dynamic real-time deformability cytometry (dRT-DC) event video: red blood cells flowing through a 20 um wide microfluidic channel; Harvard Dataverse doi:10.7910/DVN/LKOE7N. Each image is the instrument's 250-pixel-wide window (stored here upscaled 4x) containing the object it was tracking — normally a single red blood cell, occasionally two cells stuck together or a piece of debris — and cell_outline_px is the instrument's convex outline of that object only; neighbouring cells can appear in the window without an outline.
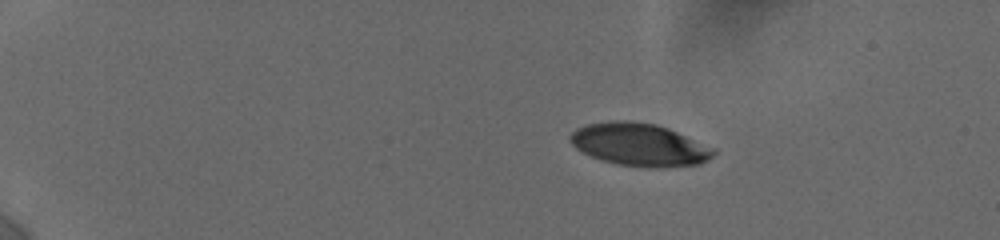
{"species": "human", "species_latin": "Homo sapiens", "temperature_condition": "cold", "stored_images_in_passage": 38, "camera_frame_rate_fps": 3000, "um_per_image_px": 0.085, "donor": {"sex": "female"}, "frame": {"image": 1, "passage_image": 1, "time_ms": 0.0, "image_size_px": [1000, 240], "cell_outline_px": [[716, 152], [708, 160], [700, 164], [652, 168], [620, 164], [604, 160], [592, 156], [576, 148], [572, 144], [568, 136], [576, 128], [588, 124], [620, 120], [628, 120], [656, 124], [668, 128], [716, 148]], "centroid_in_image_um": [54.39, 12.29], "position_along_channel_um": 30.6, "area_um2": 35.43}}
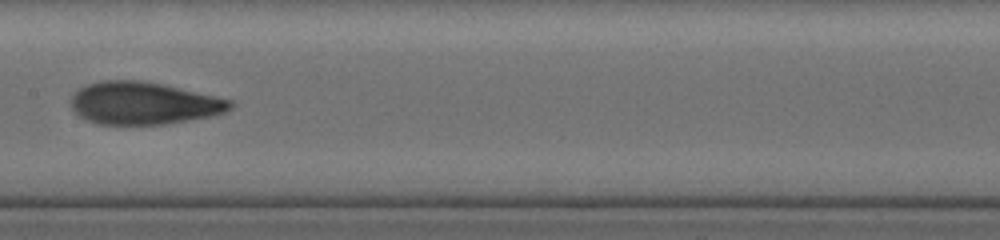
{"frame": {"image": 2, "passage_image": 20, "time_ms": 7.333, "image_size_px": [1000, 240], "cell_outline_px": [[236, 104], [232, 108], [224, 112], [208, 116], [164, 124], [96, 124], [80, 116], [72, 108], [72, 96], [80, 88], [88, 84], [100, 80], [140, 80], [164, 84], [232, 100]], "centroid_in_image_um": [12.21, 8.76], "position_along_channel_um": 195.2, "area_um2": 39.13}}
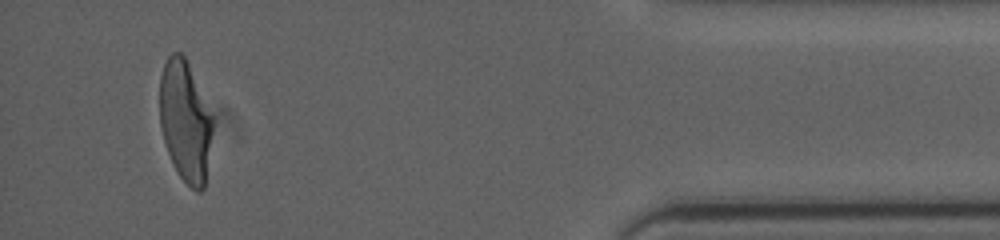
{"frame": {"image": 3, "passage_image": 36, "time_ms": 14.667, "image_size_px": [1000, 240], "cell_outline_px": [[212, 132], [204, 188], [200, 192], [196, 192], [180, 176], [172, 164], [160, 128], [160, 76], [164, 64], [168, 56], [172, 52], [180, 52], [184, 56], [188, 64], [212, 116]], "centroid_in_image_um": [15.72, 10.31], "position_along_channel_um": 419.5, "area_um2": 36.82}, "authors_computed_cell_mechanics": {"area_um2": 38.4659, "velocity_mm_per_s": 3.7128, "shape_relaxation_time_tau1_ms": 5.155, "shape_relaxation_time_tau2_ms": 1.0897, "deformation_change_tau1": 0.2042, "deformation_change_tau2": 0.0704}}